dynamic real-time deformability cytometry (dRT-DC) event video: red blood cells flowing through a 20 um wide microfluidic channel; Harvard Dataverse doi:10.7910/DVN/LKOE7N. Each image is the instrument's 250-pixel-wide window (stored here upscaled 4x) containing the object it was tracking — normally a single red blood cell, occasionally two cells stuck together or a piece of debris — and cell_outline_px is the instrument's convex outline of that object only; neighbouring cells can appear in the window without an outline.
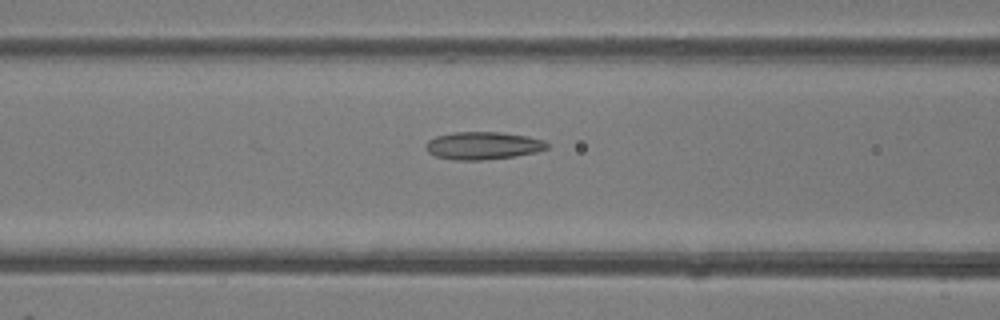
{"species": "common noctule bat (a hibernating species)", "species_latin": "Nyctalus noctula", "temperature_condition": "room temperature", "stored_images_in_passage": 28, "camera_frame_rate_fps": 3000, "um_per_image_px": 0.085, "animal": {"sex": "female"}, "frame": {"image": 1, "passage_image": 20, "time_ms": 6.333, "image_size_px": [1000, 320], "cell_outline_px": [[548, 148], [536, 152], [512, 156], [480, 160], [452, 160], [436, 156], [428, 152], [424, 148], [424, 144], [428, 140], [436, 136], [452, 132], [500, 132], [528, 136], [544, 140], [548, 144]], "centroid_in_image_um": [41.01, 12.37], "position_along_channel_um": 125.6, "area_um2": 19.59}}
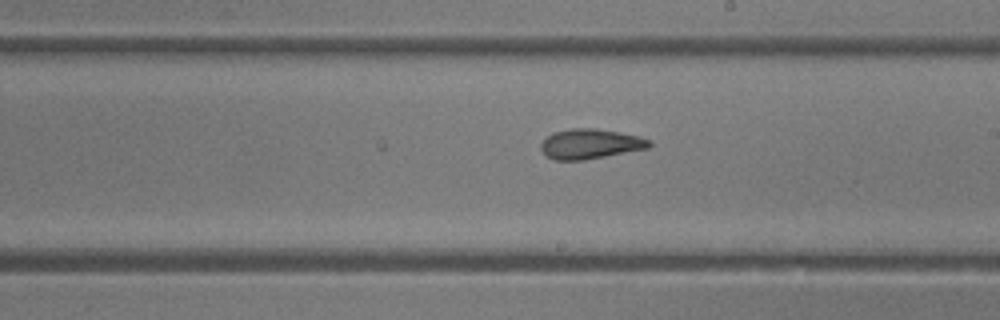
{"frame": {"image": 2, "passage_image": 28, "time_ms": 9.0, "image_size_px": [1000, 320], "cell_outline_px": [[652, 144], [648, 148], [584, 160], [552, 160], [544, 156], [540, 148], [540, 144], [552, 132], [568, 128], [596, 128], [640, 136], [652, 140]], "centroid_in_image_um": [50.14, 12.23], "position_along_channel_um": 238.9, "area_um2": 19.13}}